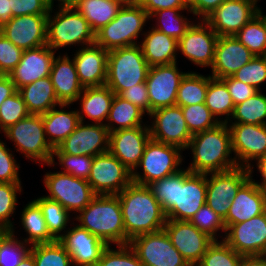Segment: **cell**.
Returning <instances> with one entry per match:
<instances>
[{
    "mask_svg": "<svg viewBox=\"0 0 266 266\" xmlns=\"http://www.w3.org/2000/svg\"><path fill=\"white\" fill-rule=\"evenodd\" d=\"M147 186L160 203L166 219L189 221L206 204V174L182 169Z\"/></svg>",
    "mask_w": 266,
    "mask_h": 266,
    "instance_id": "1",
    "label": "cell"
},
{
    "mask_svg": "<svg viewBox=\"0 0 266 266\" xmlns=\"http://www.w3.org/2000/svg\"><path fill=\"white\" fill-rule=\"evenodd\" d=\"M117 196L122 208L125 244L139 235L163 230L166 215L147 185L131 182Z\"/></svg>",
    "mask_w": 266,
    "mask_h": 266,
    "instance_id": "2",
    "label": "cell"
},
{
    "mask_svg": "<svg viewBox=\"0 0 266 266\" xmlns=\"http://www.w3.org/2000/svg\"><path fill=\"white\" fill-rule=\"evenodd\" d=\"M227 122L194 134L188 148L192 150L193 162L187 168L192 173L209 174L224 172L238 167L230 158L231 133ZM230 158V159H229Z\"/></svg>",
    "mask_w": 266,
    "mask_h": 266,
    "instance_id": "3",
    "label": "cell"
},
{
    "mask_svg": "<svg viewBox=\"0 0 266 266\" xmlns=\"http://www.w3.org/2000/svg\"><path fill=\"white\" fill-rule=\"evenodd\" d=\"M76 219L80 226L108 245H125L122 208L117 195H96Z\"/></svg>",
    "mask_w": 266,
    "mask_h": 266,
    "instance_id": "4",
    "label": "cell"
},
{
    "mask_svg": "<svg viewBox=\"0 0 266 266\" xmlns=\"http://www.w3.org/2000/svg\"><path fill=\"white\" fill-rule=\"evenodd\" d=\"M149 68L139 44L111 50L107 57L105 85L119 95L123 90L145 83Z\"/></svg>",
    "mask_w": 266,
    "mask_h": 266,
    "instance_id": "5",
    "label": "cell"
},
{
    "mask_svg": "<svg viewBox=\"0 0 266 266\" xmlns=\"http://www.w3.org/2000/svg\"><path fill=\"white\" fill-rule=\"evenodd\" d=\"M147 19L149 15L141 5L122 6L117 16L95 33V43L108 52L137 45L135 40Z\"/></svg>",
    "mask_w": 266,
    "mask_h": 266,
    "instance_id": "6",
    "label": "cell"
},
{
    "mask_svg": "<svg viewBox=\"0 0 266 266\" xmlns=\"http://www.w3.org/2000/svg\"><path fill=\"white\" fill-rule=\"evenodd\" d=\"M52 8L47 18V45L53 50L82 43H95V32L87 20L74 7H61L51 18Z\"/></svg>",
    "mask_w": 266,
    "mask_h": 266,
    "instance_id": "7",
    "label": "cell"
},
{
    "mask_svg": "<svg viewBox=\"0 0 266 266\" xmlns=\"http://www.w3.org/2000/svg\"><path fill=\"white\" fill-rule=\"evenodd\" d=\"M14 141L17 151L32 160L50 164L54 148L48 142L44 131L42 115L29 114L4 131Z\"/></svg>",
    "mask_w": 266,
    "mask_h": 266,
    "instance_id": "8",
    "label": "cell"
},
{
    "mask_svg": "<svg viewBox=\"0 0 266 266\" xmlns=\"http://www.w3.org/2000/svg\"><path fill=\"white\" fill-rule=\"evenodd\" d=\"M179 147L150 139L137 167H143V175L132 172V182L149 185L153 181L169 177L178 172L182 162Z\"/></svg>",
    "mask_w": 266,
    "mask_h": 266,
    "instance_id": "9",
    "label": "cell"
},
{
    "mask_svg": "<svg viewBox=\"0 0 266 266\" xmlns=\"http://www.w3.org/2000/svg\"><path fill=\"white\" fill-rule=\"evenodd\" d=\"M49 199L58 201L67 211H81L96 196L87 180L61 172L47 173L44 178Z\"/></svg>",
    "mask_w": 266,
    "mask_h": 266,
    "instance_id": "10",
    "label": "cell"
},
{
    "mask_svg": "<svg viewBox=\"0 0 266 266\" xmlns=\"http://www.w3.org/2000/svg\"><path fill=\"white\" fill-rule=\"evenodd\" d=\"M129 245L144 266H190L164 229L139 235Z\"/></svg>",
    "mask_w": 266,
    "mask_h": 266,
    "instance_id": "11",
    "label": "cell"
},
{
    "mask_svg": "<svg viewBox=\"0 0 266 266\" xmlns=\"http://www.w3.org/2000/svg\"><path fill=\"white\" fill-rule=\"evenodd\" d=\"M87 181L96 195H117L132 182V173L106 152L94 156Z\"/></svg>",
    "mask_w": 266,
    "mask_h": 266,
    "instance_id": "12",
    "label": "cell"
},
{
    "mask_svg": "<svg viewBox=\"0 0 266 266\" xmlns=\"http://www.w3.org/2000/svg\"><path fill=\"white\" fill-rule=\"evenodd\" d=\"M210 175V179H207ZM249 178L248 168L242 166L224 172L206 174V204L225 219L237 191Z\"/></svg>",
    "mask_w": 266,
    "mask_h": 266,
    "instance_id": "13",
    "label": "cell"
},
{
    "mask_svg": "<svg viewBox=\"0 0 266 266\" xmlns=\"http://www.w3.org/2000/svg\"><path fill=\"white\" fill-rule=\"evenodd\" d=\"M155 120L149 126L151 139L179 147L181 150L187 149L192 138L181 106L173 105L162 107L149 114Z\"/></svg>",
    "mask_w": 266,
    "mask_h": 266,
    "instance_id": "14",
    "label": "cell"
},
{
    "mask_svg": "<svg viewBox=\"0 0 266 266\" xmlns=\"http://www.w3.org/2000/svg\"><path fill=\"white\" fill-rule=\"evenodd\" d=\"M224 240L242 256L266 255V211L226 228Z\"/></svg>",
    "mask_w": 266,
    "mask_h": 266,
    "instance_id": "15",
    "label": "cell"
},
{
    "mask_svg": "<svg viewBox=\"0 0 266 266\" xmlns=\"http://www.w3.org/2000/svg\"><path fill=\"white\" fill-rule=\"evenodd\" d=\"M163 229L190 266H196L214 242L190 221L167 219Z\"/></svg>",
    "mask_w": 266,
    "mask_h": 266,
    "instance_id": "16",
    "label": "cell"
},
{
    "mask_svg": "<svg viewBox=\"0 0 266 266\" xmlns=\"http://www.w3.org/2000/svg\"><path fill=\"white\" fill-rule=\"evenodd\" d=\"M185 72H179L176 63L149 68L146 84L149 114L159 108L176 105L177 91Z\"/></svg>",
    "mask_w": 266,
    "mask_h": 266,
    "instance_id": "17",
    "label": "cell"
},
{
    "mask_svg": "<svg viewBox=\"0 0 266 266\" xmlns=\"http://www.w3.org/2000/svg\"><path fill=\"white\" fill-rule=\"evenodd\" d=\"M79 122L76 129L53 153H66L69 155L96 156L109 152V131L102 124H87Z\"/></svg>",
    "mask_w": 266,
    "mask_h": 266,
    "instance_id": "18",
    "label": "cell"
},
{
    "mask_svg": "<svg viewBox=\"0 0 266 266\" xmlns=\"http://www.w3.org/2000/svg\"><path fill=\"white\" fill-rule=\"evenodd\" d=\"M257 14L250 0H225L204 21L218 36H235Z\"/></svg>",
    "mask_w": 266,
    "mask_h": 266,
    "instance_id": "19",
    "label": "cell"
},
{
    "mask_svg": "<svg viewBox=\"0 0 266 266\" xmlns=\"http://www.w3.org/2000/svg\"><path fill=\"white\" fill-rule=\"evenodd\" d=\"M228 127L231 133V148L236 154L234 159L237 165L247 167L252 173L253 167L249 162L266 155V125L240 123L231 124Z\"/></svg>",
    "mask_w": 266,
    "mask_h": 266,
    "instance_id": "20",
    "label": "cell"
},
{
    "mask_svg": "<svg viewBox=\"0 0 266 266\" xmlns=\"http://www.w3.org/2000/svg\"><path fill=\"white\" fill-rule=\"evenodd\" d=\"M143 126L109 133V152L131 173L137 169L145 147L151 139L149 127Z\"/></svg>",
    "mask_w": 266,
    "mask_h": 266,
    "instance_id": "21",
    "label": "cell"
},
{
    "mask_svg": "<svg viewBox=\"0 0 266 266\" xmlns=\"http://www.w3.org/2000/svg\"><path fill=\"white\" fill-rule=\"evenodd\" d=\"M48 15H21L12 17L1 27V34L22 50L47 45Z\"/></svg>",
    "mask_w": 266,
    "mask_h": 266,
    "instance_id": "22",
    "label": "cell"
},
{
    "mask_svg": "<svg viewBox=\"0 0 266 266\" xmlns=\"http://www.w3.org/2000/svg\"><path fill=\"white\" fill-rule=\"evenodd\" d=\"M69 230L61 234L58 241L71 256L72 263L76 266H97L108 244L80 225Z\"/></svg>",
    "mask_w": 266,
    "mask_h": 266,
    "instance_id": "23",
    "label": "cell"
},
{
    "mask_svg": "<svg viewBox=\"0 0 266 266\" xmlns=\"http://www.w3.org/2000/svg\"><path fill=\"white\" fill-rule=\"evenodd\" d=\"M203 22V23H202ZM192 24L178 41V50L200 67L212 66L218 35L202 20Z\"/></svg>",
    "mask_w": 266,
    "mask_h": 266,
    "instance_id": "24",
    "label": "cell"
},
{
    "mask_svg": "<svg viewBox=\"0 0 266 266\" xmlns=\"http://www.w3.org/2000/svg\"><path fill=\"white\" fill-rule=\"evenodd\" d=\"M55 51L48 45L23 50L19 64L9 74L15 88L31 84L50 76Z\"/></svg>",
    "mask_w": 266,
    "mask_h": 266,
    "instance_id": "25",
    "label": "cell"
},
{
    "mask_svg": "<svg viewBox=\"0 0 266 266\" xmlns=\"http://www.w3.org/2000/svg\"><path fill=\"white\" fill-rule=\"evenodd\" d=\"M255 56L235 36H219L215 46L212 78L233 76Z\"/></svg>",
    "mask_w": 266,
    "mask_h": 266,
    "instance_id": "26",
    "label": "cell"
},
{
    "mask_svg": "<svg viewBox=\"0 0 266 266\" xmlns=\"http://www.w3.org/2000/svg\"><path fill=\"white\" fill-rule=\"evenodd\" d=\"M250 178L240 187L233 198L227 217L224 219L225 227L238 224L261 215L266 211V190L261 189Z\"/></svg>",
    "mask_w": 266,
    "mask_h": 266,
    "instance_id": "27",
    "label": "cell"
},
{
    "mask_svg": "<svg viewBox=\"0 0 266 266\" xmlns=\"http://www.w3.org/2000/svg\"><path fill=\"white\" fill-rule=\"evenodd\" d=\"M108 51L93 43L79 50L73 61L81 85L86 87L103 86L107 80Z\"/></svg>",
    "mask_w": 266,
    "mask_h": 266,
    "instance_id": "28",
    "label": "cell"
},
{
    "mask_svg": "<svg viewBox=\"0 0 266 266\" xmlns=\"http://www.w3.org/2000/svg\"><path fill=\"white\" fill-rule=\"evenodd\" d=\"M50 78L54 87L55 94L61 104H71L83 92L76 72L75 63L67 55L54 57Z\"/></svg>",
    "mask_w": 266,
    "mask_h": 266,
    "instance_id": "29",
    "label": "cell"
},
{
    "mask_svg": "<svg viewBox=\"0 0 266 266\" xmlns=\"http://www.w3.org/2000/svg\"><path fill=\"white\" fill-rule=\"evenodd\" d=\"M140 47L150 67L177 62L178 41L155 28H152L148 34L145 33V39Z\"/></svg>",
    "mask_w": 266,
    "mask_h": 266,
    "instance_id": "30",
    "label": "cell"
},
{
    "mask_svg": "<svg viewBox=\"0 0 266 266\" xmlns=\"http://www.w3.org/2000/svg\"><path fill=\"white\" fill-rule=\"evenodd\" d=\"M18 91L20 92L30 114L42 115L57 105L61 108L70 105L61 104L58 101L50 76L25 85Z\"/></svg>",
    "mask_w": 266,
    "mask_h": 266,
    "instance_id": "31",
    "label": "cell"
},
{
    "mask_svg": "<svg viewBox=\"0 0 266 266\" xmlns=\"http://www.w3.org/2000/svg\"><path fill=\"white\" fill-rule=\"evenodd\" d=\"M81 95L77 98V101L80 99L82 104V111H77L79 120L83 122L84 116L82 113H84L96 124H102L104 119L107 121L115 95L113 91L106 85L86 87Z\"/></svg>",
    "mask_w": 266,
    "mask_h": 266,
    "instance_id": "32",
    "label": "cell"
},
{
    "mask_svg": "<svg viewBox=\"0 0 266 266\" xmlns=\"http://www.w3.org/2000/svg\"><path fill=\"white\" fill-rule=\"evenodd\" d=\"M42 120L48 142L53 148L58 147L72 134L80 122L77 111L57 110L56 106L42 114Z\"/></svg>",
    "mask_w": 266,
    "mask_h": 266,
    "instance_id": "33",
    "label": "cell"
},
{
    "mask_svg": "<svg viewBox=\"0 0 266 266\" xmlns=\"http://www.w3.org/2000/svg\"><path fill=\"white\" fill-rule=\"evenodd\" d=\"M121 7L116 0H81L74 8L96 33L117 16Z\"/></svg>",
    "mask_w": 266,
    "mask_h": 266,
    "instance_id": "34",
    "label": "cell"
},
{
    "mask_svg": "<svg viewBox=\"0 0 266 266\" xmlns=\"http://www.w3.org/2000/svg\"><path fill=\"white\" fill-rule=\"evenodd\" d=\"M143 114H145V112L138 106L115 94L107 118L109 123H105L104 125L107 127L109 133L139 127L142 126L141 120ZM111 122H115L119 126H113L114 124Z\"/></svg>",
    "mask_w": 266,
    "mask_h": 266,
    "instance_id": "35",
    "label": "cell"
},
{
    "mask_svg": "<svg viewBox=\"0 0 266 266\" xmlns=\"http://www.w3.org/2000/svg\"><path fill=\"white\" fill-rule=\"evenodd\" d=\"M21 222L29 235L27 239L23 240L25 243L35 245L56 241L48 231L40 206L34 200L23 209Z\"/></svg>",
    "mask_w": 266,
    "mask_h": 266,
    "instance_id": "36",
    "label": "cell"
},
{
    "mask_svg": "<svg viewBox=\"0 0 266 266\" xmlns=\"http://www.w3.org/2000/svg\"><path fill=\"white\" fill-rule=\"evenodd\" d=\"M208 77L195 72L186 73L177 91L176 105L188 106L205 103Z\"/></svg>",
    "mask_w": 266,
    "mask_h": 266,
    "instance_id": "37",
    "label": "cell"
},
{
    "mask_svg": "<svg viewBox=\"0 0 266 266\" xmlns=\"http://www.w3.org/2000/svg\"><path fill=\"white\" fill-rule=\"evenodd\" d=\"M230 118L237 120L232 124L266 125V96L259 90L244 102L235 105Z\"/></svg>",
    "mask_w": 266,
    "mask_h": 266,
    "instance_id": "38",
    "label": "cell"
},
{
    "mask_svg": "<svg viewBox=\"0 0 266 266\" xmlns=\"http://www.w3.org/2000/svg\"><path fill=\"white\" fill-rule=\"evenodd\" d=\"M205 105L215 118L221 115L232 116L235 105L226 84L221 79L208 76Z\"/></svg>",
    "mask_w": 266,
    "mask_h": 266,
    "instance_id": "39",
    "label": "cell"
},
{
    "mask_svg": "<svg viewBox=\"0 0 266 266\" xmlns=\"http://www.w3.org/2000/svg\"><path fill=\"white\" fill-rule=\"evenodd\" d=\"M254 56H266V24L257 14L236 35Z\"/></svg>",
    "mask_w": 266,
    "mask_h": 266,
    "instance_id": "40",
    "label": "cell"
},
{
    "mask_svg": "<svg viewBox=\"0 0 266 266\" xmlns=\"http://www.w3.org/2000/svg\"><path fill=\"white\" fill-rule=\"evenodd\" d=\"M36 266H70L71 256L58 241L52 243L35 244L31 247Z\"/></svg>",
    "mask_w": 266,
    "mask_h": 266,
    "instance_id": "41",
    "label": "cell"
},
{
    "mask_svg": "<svg viewBox=\"0 0 266 266\" xmlns=\"http://www.w3.org/2000/svg\"><path fill=\"white\" fill-rule=\"evenodd\" d=\"M184 9L189 12L188 8H169L158 10L150 14L149 18L153 16L157 17L159 24H157L155 29L179 41L185 35L187 29L193 24L190 23L187 18H183V15L178 14L179 11Z\"/></svg>",
    "mask_w": 266,
    "mask_h": 266,
    "instance_id": "42",
    "label": "cell"
},
{
    "mask_svg": "<svg viewBox=\"0 0 266 266\" xmlns=\"http://www.w3.org/2000/svg\"><path fill=\"white\" fill-rule=\"evenodd\" d=\"M41 208L42 215L50 234L58 240L61 237L67 222L69 221V211H67L58 201L47 197H40L34 200Z\"/></svg>",
    "mask_w": 266,
    "mask_h": 266,
    "instance_id": "43",
    "label": "cell"
},
{
    "mask_svg": "<svg viewBox=\"0 0 266 266\" xmlns=\"http://www.w3.org/2000/svg\"><path fill=\"white\" fill-rule=\"evenodd\" d=\"M181 109L192 135L212 129L221 122H227L229 119L228 117L226 120L224 119V121L219 120L218 117L215 119V116L207 108L205 103L183 106Z\"/></svg>",
    "mask_w": 266,
    "mask_h": 266,
    "instance_id": "44",
    "label": "cell"
},
{
    "mask_svg": "<svg viewBox=\"0 0 266 266\" xmlns=\"http://www.w3.org/2000/svg\"><path fill=\"white\" fill-rule=\"evenodd\" d=\"M25 242L18 241L14 229L3 228V242L0 246V266H19L31 253V248L25 247Z\"/></svg>",
    "mask_w": 266,
    "mask_h": 266,
    "instance_id": "45",
    "label": "cell"
},
{
    "mask_svg": "<svg viewBox=\"0 0 266 266\" xmlns=\"http://www.w3.org/2000/svg\"><path fill=\"white\" fill-rule=\"evenodd\" d=\"M242 257L224 240H217L208 247L196 266H239Z\"/></svg>",
    "mask_w": 266,
    "mask_h": 266,
    "instance_id": "46",
    "label": "cell"
},
{
    "mask_svg": "<svg viewBox=\"0 0 266 266\" xmlns=\"http://www.w3.org/2000/svg\"><path fill=\"white\" fill-rule=\"evenodd\" d=\"M29 114L26 104L20 92L17 90L0 106V131L3 130L4 132Z\"/></svg>",
    "mask_w": 266,
    "mask_h": 266,
    "instance_id": "47",
    "label": "cell"
},
{
    "mask_svg": "<svg viewBox=\"0 0 266 266\" xmlns=\"http://www.w3.org/2000/svg\"><path fill=\"white\" fill-rule=\"evenodd\" d=\"M54 156H57L59 163L64 166L63 173L70 174L76 178L87 180L92 168L93 158L86 155H69L66 153H53L52 160L49 165H53Z\"/></svg>",
    "mask_w": 266,
    "mask_h": 266,
    "instance_id": "48",
    "label": "cell"
},
{
    "mask_svg": "<svg viewBox=\"0 0 266 266\" xmlns=\"http://www.w3.org/2000/svg\"><path fill=\"white\" fill-rule=\"evenodd\" d=\"M189 221L214 241H217L215 234L218 230L226 233L224 219L207 204H204Z\"/></svg>",
    "mask_w": 266,
    "mask_h": 266,
    "instance_id": "49",
    "label": "cell"
},
{
    "mask_svg": "<svg viewBox=\"0 0 266 266\" xmlns=\"http://www.w3.org/2000/svg\"><path fill=\"white\" fill-rule=\"evenodd\" d=\"M21 184L0 183V228L12 230L10 215L15 212L17 192H21Z\"/></svg>",
    "mask_w": 266,
    "mask_h": 266,
    "instance_id": "50",
    "label": "cell"
},
{
    "mask_svg": "<svg viewBox=\"0 0 266 266\" xmlns=\"http://www.w3.org/2000/svg\"><path fill=\"white\" fill-rule=\"evenodd\" d=\"M110 247L104 250L97 266H144L129 244L118 245L117 250Z\"/></svg>",
    "mask_w": 266,
    "mask_h": 266,
    "instance_id": "51",
    "label": "cell"
},
{
    "mask_svg": "<svg viewBox=\"0 0 266 266\" xmlns=\"http://www.w3.org/2000/svg\"><path fill=\"white\" fill-rule=\"evenodd\" d=\"M233 77L259 91V85L266 81V56H255L239 69Z\"/></svg>",
    "mask_w": 266,
    "mask_h": 266,
    "instance_id": "52",
    "label": "cell"
},
{
    "mask_svg": "<svg viewBox=\"0 0 266 266\" xmlns=\"http://www.w3.org/2000/svg\"><path fill=\"white\" fill-rule=\"evenodd\" d=\"M23 50L0 33V74L9 75L19 64Z\"/></svg>",
    "mask_w": 266,
    "mask_h": 266,
    "instance_id": "53",
    "label": "cell"
},
{
    "mask_svg": "<svg viewBox=\"0 0 266 266\" xmlns=\"http://www.w3.org/2000/svg\"><path fill=\"white\" fill-rule=\"evenodd\" d=\"M19 168L9 148L0 140V183L21 184L18 177Z\"/></svg>",
    "mask_w": 266,
    "mask_h": 266,
    "instance_id": "54",
    "label": "cell"
},
{
    "mask_svg": "<svg viewBox=\"0 0 266 266\" xmlns=\"http://www.w3.org/2000/svg\"><path fill=\"white\" fill-rule=\"evenodd\" d=\"M46 0H12V17L21 15H48Z\"/></svg>",
    "mask_w": 266,
    "mask_h": 266,
    "instance_id": "55",
    "label": "cell"
},
{
    "mask_svg": "<svg viewBox=\"0 0 266 266\" xmlns=\"http://www.w3.org/2000/svg\"><path fill=\"white\" fill-rule=\"evenodd\" d=\"M221 80L226 84L234 105L244 102L258 92L255 87L247 85L233 76H228Z\"/></svg>",
    "mask_w": 266,
    "mask_h": 266,
    "instance_id": "56",
    "label": "cell"
},
{
    "mask_svg": "<svg viewBox=\"0 0 266 266\" xmlns=\"http://www.w3.org/2000/svg\"><path fill=\"white\" fill-rule=\"evenodd\" d=\"M119 96L124 100L131 102L132 104L138 106L144 112H147L149 115V97L147 84L140 83L132 88L123 90Z\"/></svg>",
    "mask_w": 266,
    "mask_h": 266,
    "instance_id": "57",
    "label": "cell"
},
{
    "mask_svg": "<svg viewBox=\"0 0 266 266\" xmlns=\"http://www.w3.org/2000/svg\"><path fill=\"white\" fill-rule=\"evenodd\" d=\"M225 0H188L187 6L191 13L205 20Z\"/></svg>",
    "mask_w": 266,
    "mask_h": 266,
    "instance_id": "58",
    "label": "cell"
},
{
    "mask_svg": "<svg viewBox=\"0 0 266 266\" xmlns=\"http://www.w3.org/2000/svg\"><path fill=\"white\" fill-rule=\"evenodd\" d=\"M140 5L148 15L163 9L188 8L186 0H141Z\"/></svg>",
    "mask_w": 266,
    "mask_h": 266,
    "instance_id": "59",
    "label": "cell"
},
{
    "mask_svg": "<svg viewBox=\"0 0 266 266\" xmlns=\"http://www.w3.org/2000/svg\"><path fill=\"white\" fill-rule=\"evenodd\" d=\"M17 89L15 88L9 75L0 74V106L11 95H13Z\"/></svg>",
    "mask_w": 266,
    "mask_h": 266,
    "instance_id": "60",
    "label": "cell"
},
{
    "mask_svg": "<svg viewBox=\"0 0 266 266\" xmlns=\"http://www.w3.org/2000/svg\"><path fill=\"white\" fill-rule=\"evenodd\" d=\"M12 18V0H0V27Z\"/></svg>",
    "mask_w": 266,
    "mask_h": 266,
    "instance_id": "61",
    "label": "cell"
},
{
    "mask_svg": "<svg viewBox=\"0 0 266 266\" xmlns=\"http://www.w3.org/2000/svg\"><path fill=\"white\" fill-rule=\"evenodd\" d=\"M239 266H266V255L243 256Z\"/></svg>",
    "mask_w": 266,
    "mask_h": 266,
    "instance_id": "62",
    "label": "cell"
},
{
    "mask_svg": "<svg viewBox=\"0 0 266 266\" xmlns=\"http://www.w3.org/2000/svg\"><path fill=\"white\" fill-rule=\"evenodd\" d=\"M256 161L263 181L261 183H258L253 180V182L257 184L261 189L266 190V155L260 156L258 159H256Z\"/></svg>",
    "mask_w": 266,
    "mask_h": 266,
    "instance_id": "63",
    "label": "cell"
},
{
    "mask_svg": "<svg viewBox=\"0 0 266 266\" xmlns=\"http://www.w3.org/2000/svg\"><path fill=\"white\" fill-rule=\"evenodd\" d=\"M50 8H53V0H46ZM60 1V7H75V0H58Z\"/></svg>",
    "mask_w": 266,
    "mask_h": 266,
    "instance_id": "64",
    "label": "cell"
},
{
    "mask_svg": "<svg viewBox=\"0 0 266 266\" xmlns=\"http://www.w3.org/2000/svg\"><path fill=\"white\" fill-rule=\"evenodd\" d=\"M19 266H36L34 262V257L29 254L24 261H22Z\"/></svg>",
    "mask_w": 266,
    "mask_h": 266,
    "instance_id": "65",
    "label": "cell"
},
{
    "mask_svg": "<svg viewBox=\"0 0 266 266\" xmlns=\"http://www.w3.org/2000/svg\"><path fill=\"white\" fill-rule=\"evenodd\" d=\"M122 6L140 5L141 0H116Z\"/></svg>",
    "mask_w": 266,
    "mask_h": 266,
    "instance_id": "66",
    "label": "cell"
},
{
    "mask_svg": "<svg viewBox=\"0 0 266 266\" xmlns=\"http://www.w3.org/2000/svg\"><path fill=\"white\" fill-rule=\"evenodd\" d=\"M258 14L262 17V19L264 20V22L266 24V15H262V12L259 8H258Z\"/></svg>",
    "mask_w": 266,
    "mask_h": 266,
    "instance_id": "67",
    "label": "cell"
},
{
    "mask_svg": "<svg viewBox=\"0 0 266 266\" xmlns=\"http://www.w3.org/2000/svg\"><path fill=\"white\" fill-rule=\"evenodd\" d=\"M2 242H3V228H0V246Z\"/></svg>",
    "mask_w": 266,
    "mask_h": 266,
    "instance_id": "68",
    "label": "cell"
},
{
    "mask_svg": "<svg viewBox=\"0 0 266 266\" xmlns=\"http://www.w3.org/2000/svg\"><path fill=\"white\" fill-rule=\"evenodd\" d=\"M250 1L253 2L257 6L258 0H250Z\"/></svg>",
    "mask_w": 266,
    "mask_h": 266,
    "instance_id": "69",
    "label": "cell"
},
{
    "mask_svg": "<svg viewBox=\"0 0 266 266\" xmlns=\"http://www.w3.org/2000/svg\"><path fill=\"white\" fill-rule=\"evenodd\" d=\"M81 0H75V6L80 2Z\"/></svg>",
    "mask_w": 266,
    "mask_h": 266,
    "instance_id": "70",
    "label": "cell"
}]
</instances>
